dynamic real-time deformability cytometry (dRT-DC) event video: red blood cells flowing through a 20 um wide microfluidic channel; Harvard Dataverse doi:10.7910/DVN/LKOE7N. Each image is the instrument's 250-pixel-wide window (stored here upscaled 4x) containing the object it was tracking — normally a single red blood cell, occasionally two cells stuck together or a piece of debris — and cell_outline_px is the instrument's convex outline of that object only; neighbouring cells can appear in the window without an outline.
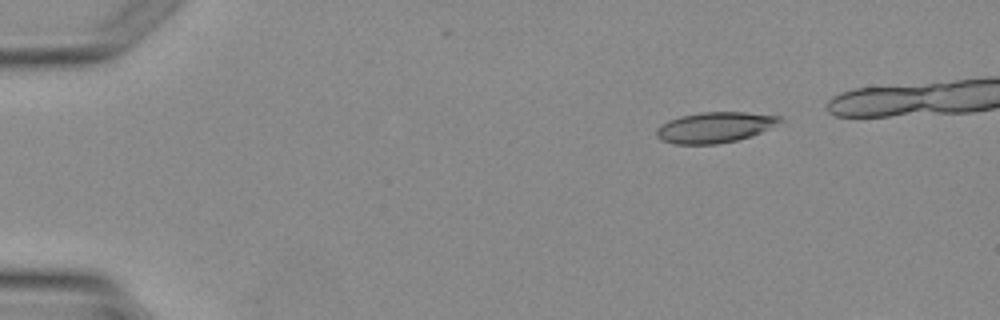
{"species": "Egyptian fruit bat (a non-hibernating species)", "species_latin": "Rousettus aegyptiacus", "temperature_condition": "warm", "stored_images_in_passage": 4, "camera_frame_rate_fps": 3000, "um_per_image_px": 0.085, "animal": {"sex": "female"}, "frame": {"image": 1, "passage_image": 1, "time_ms": 0.0, "image_size_px": [1000, 320], "cell_outline_px": [[784, 120], [752, 136], [736, 140], [716, 144], [676, 144], [660, 140], [656, 136], [656, 128], [660, 124], [668, 120], [680, 116], [700, 112], [744, 112], [784, 116]], "centroid_in_image_um": [60.73, 10.82], "position_along_channel_um": 24.3, "area_um2": 22.14}}